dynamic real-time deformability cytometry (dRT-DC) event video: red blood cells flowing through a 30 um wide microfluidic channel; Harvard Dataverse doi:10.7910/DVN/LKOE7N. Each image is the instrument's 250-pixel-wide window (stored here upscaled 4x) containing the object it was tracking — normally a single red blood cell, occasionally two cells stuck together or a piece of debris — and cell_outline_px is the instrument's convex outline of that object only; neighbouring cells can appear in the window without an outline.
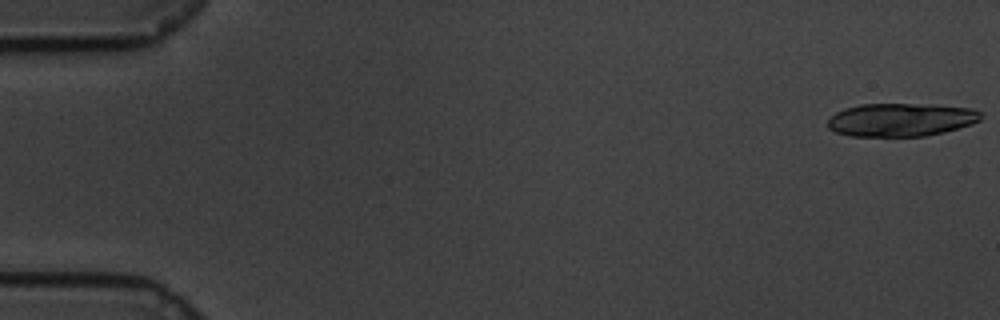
{"species": "common noctule bat (a hibernating species)", "species_latin": "Nyctalus noctula", "temperature_condition": "cold", "stored_images_in_passage": 19, "camera_frame_rate_fps": 3000, "um_per_image_px": 0.085, "animal": {"sex": "male", "body_mass_g": 19.5, "forearm_length_mm": 54.6}, "frame": {"image": 1, "passage_image": 1, "time_ms": 0.0, "image_size_px": [1000, 320], "cell_outline_px": [[980, 120], [972, 124], [944, 132], [924, 136], [848, 136], [836, 132], [828, 128], [828, 120], [836, 112], [844, 108], [860, 104], [936, 104], [972, 108], [980, 112]], "centroid_in_image_um": [76.58, 10.17], "position_along_channel_um": 8.4, "area_um2": 29.77}}